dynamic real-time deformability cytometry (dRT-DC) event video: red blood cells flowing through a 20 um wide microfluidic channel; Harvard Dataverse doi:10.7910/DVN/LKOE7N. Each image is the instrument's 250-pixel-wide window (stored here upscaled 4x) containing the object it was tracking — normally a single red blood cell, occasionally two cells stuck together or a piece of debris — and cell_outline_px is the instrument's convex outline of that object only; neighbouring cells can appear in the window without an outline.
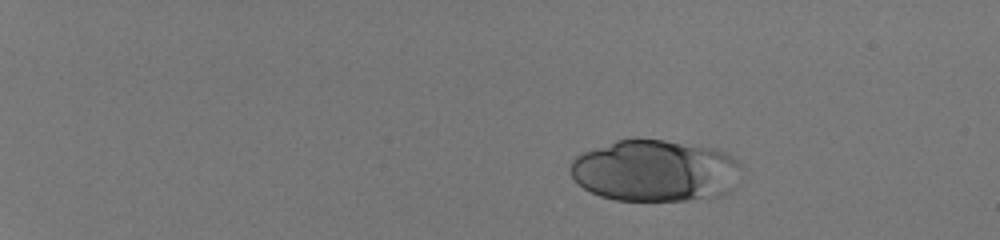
{"species": "human", "species_latin": "Homo sapiens", "temperature_condition": "room temperature", "stored_images_in_passage": 51, "camera_frame_rate_fps": 3000, "um_per_image_px": 0.085, "donor": {"sex": "male"}, "frame": {"image": 1, "passage_image": 8, "time_ms": 2.333, "image_size_px": [1000, 240], "cell_outline_px": [[740, 168], [736, 188], [720, 196], [708, 200], [616, 200], [600, 196], [584, 188], [572, 176], [572, 160], [576, 156], [584, 152], [616, 140], [636, 136], [664, 140], [716, 148], [728, 152], [740, 160]], "centroid_in_image_um": [55.78, 14.5], "position_along_channel_um": 29.2, "area_um2": 62.6}}
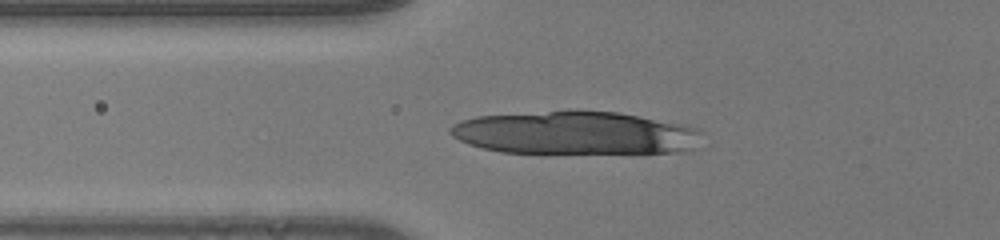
{"frame": {"image": 2, "passage_image": 22, "time_ms": 7.0, "image_size_px": [1000, 240], "cell_outline_px": [[696, 132], [692, 148], [676, 152], [500, 152], [468, 144], [452, 136], [448, 132], [448, 128], [452, 124], [460, 120], [476, 116], [576, 108], [616, 112], [688, 124], [696, 128]], "centroid_in_image_um": [48.76, 11.25], "position_along_channel_um": 77.0, "area_um2": 63.23}}